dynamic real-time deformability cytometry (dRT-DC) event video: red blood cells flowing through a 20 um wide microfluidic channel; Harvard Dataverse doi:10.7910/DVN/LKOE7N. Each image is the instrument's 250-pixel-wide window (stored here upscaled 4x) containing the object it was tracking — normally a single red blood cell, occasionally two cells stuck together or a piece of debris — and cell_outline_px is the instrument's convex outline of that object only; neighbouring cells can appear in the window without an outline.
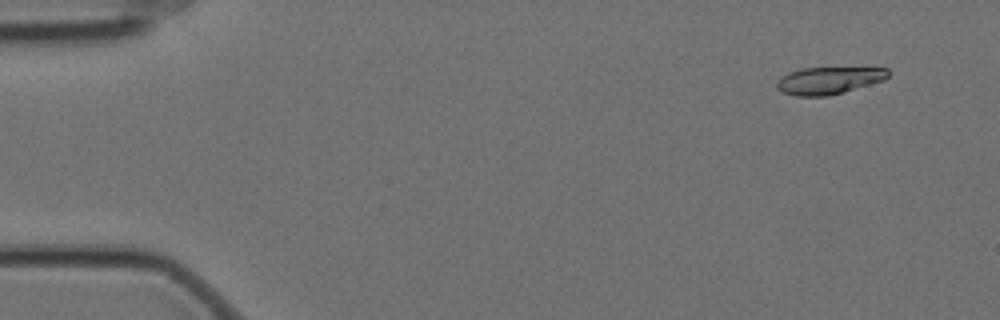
{"species": "Egyptian fruit bat (a non-hibernating species)", "species_latin": "Rousettus aegyptiacus", "temperature_condition": "cold", "stored_images_in_passage": 4, "camera_frame_rate_fps": 3000, "um_per_image_px": 0.085, "animal": {"sex": "female"}, "frame": {"image": 1, "passage_image": 1, "time_ms": 0.0, "image_size_px": [1000, 320], "cell_outline_px": [[888, 76], [884, 80], [844, 92], [828, 96], [796, 96], [784, 92], [776, 88], [776, 80], [788, 72], [800, 68], [888, 68]], "centroid_in_image_um": [70.4, 6.84], "position_along_channel_um": 14.6, "area_um2": 17.63}}
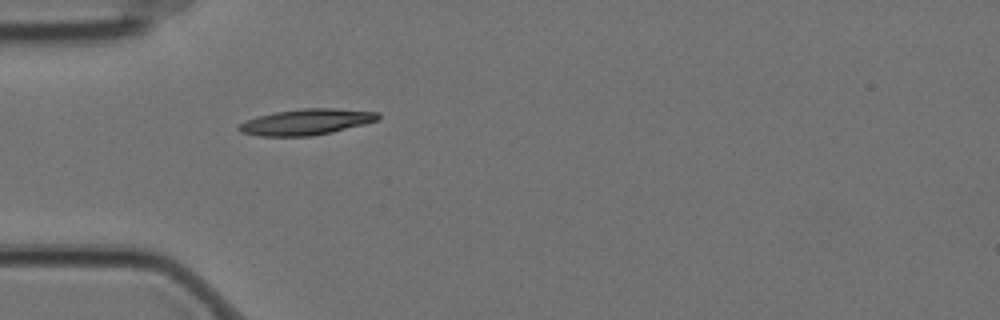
{"frame": {"image": 2, "passage_image": 4, "time_ms": 1.0, "image_size_px": [1000, 320], "cell_outline_px": [[380, 120], [332, 132], [312, 136], [260, 136], [240, 132], [236, 128], [240, 124], [256, 116], [276, 112], [304, 108], [336, 108], [380, 112]], "centroid_in_image_um": [26.07, 10.36], "position_along_channel_um": 58.9, "area_um2": 21.1}}